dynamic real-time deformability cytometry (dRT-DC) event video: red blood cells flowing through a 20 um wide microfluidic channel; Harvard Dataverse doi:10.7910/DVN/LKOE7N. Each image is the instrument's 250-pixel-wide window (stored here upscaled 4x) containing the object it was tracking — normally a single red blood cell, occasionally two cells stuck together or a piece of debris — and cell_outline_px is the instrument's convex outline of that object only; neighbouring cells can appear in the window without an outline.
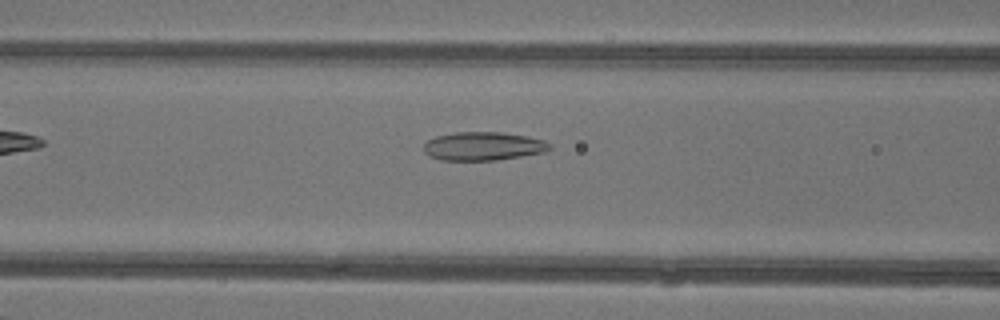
{"species": "common noctule bat (a hibernating species)", "species_latin": "Nyctalus noctula", "temperature_condition": "warm", "stored_images_in_passage": 32, "camera_frame_rate_fps": 3000, "um_per_image_px": 0.085, "animal": {"sex": "female"}, "frame": {"image": 1, "passage_image": 5, "time_ms": 1.333, "image_size_px": [1000, 320], "cell_outline_px": [[552, 148], [544, 152], [496, 160], [440, 160], [428, 156], [424, 152], [424, 144], [428, 140], [436, 136], [456, 132], [504, 132], [528, 136], [544, 140], [552, 144]], "centroid_in_image_um": [41.08, 12.42], "position_along_channel_um": 125.5, "area_um2": 21.04}}
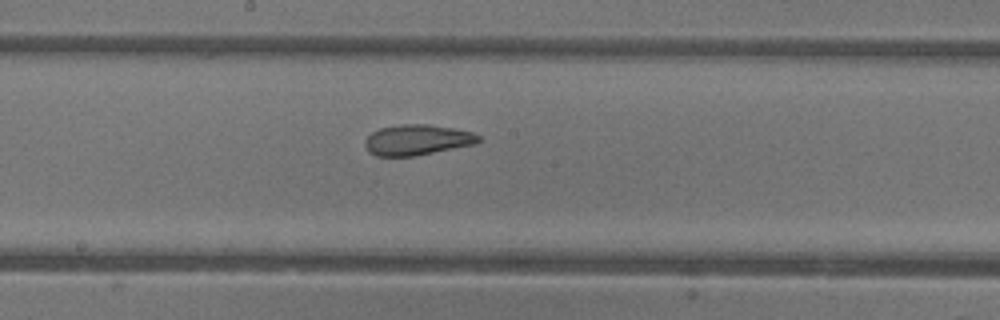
{"frame": {"image": 2, "passage_image": 11, "time_ms": 3.333, "image_size_px": [1000, 320], "cell_outline_px": [[484, 140], [476, 144], [412, 156], [376, 156], [368, 152], [364, 144], [364, 140], [372, 132], [380, 128], [400, 124], [428, 124], [452, 128], [472, 132], [480, 136]], "centroid_in_image_um": [35.46, 11.89], "position_along_channel_um": 212.7, "area_um2": 20.29}}
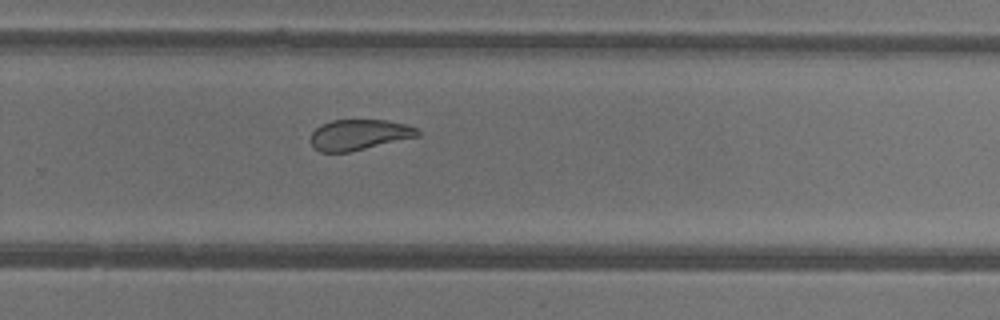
{"frame": {"image": 3, "passage_image": 17, "time_ms": 5.333, "image_size_px": [1000, 320], "cell_outline_px": [[420, 136], [348, 152], [320, 152], [312, 144], [312, 132], [320, 124], [332, 120], [388, 120], [404, 124], [416, 128], [420, 132]], "centroid_in_image_um": [30.53, 11.44], "position_along_channel_um": 299.3, "area_um2": 18.9}, "authors_computed_cell_mechanics": {"area_um2": 20.9236, "velocity_mm_per_s": 4.3531, "shape_relaxation_time_tau1_ms": 10.0354, "shape_relaxation_time_tau2_ms": 1.3887, "deformation_change_tau1": 0.2456, "deformation_change_tau2": 0.0907}}